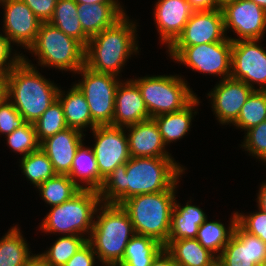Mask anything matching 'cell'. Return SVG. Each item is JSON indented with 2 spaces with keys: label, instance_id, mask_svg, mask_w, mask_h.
<instances>
[{
  "label": "cell",
  "instance_id": "1",
  "mask_svg": "<svg viewBox=\"0 0 266 266\" xmlns=\"http://www.w3.org/2000/svg\"><path fill=\"white\" fill-rule=\"evenodd\" d=\"M184 170L172 157H131L104 179L101 203L120 205L135 195L176 188Z\"/></svg>",
  "mask_w": 266,
  "mask_h": 266
},
{
  "label": "cell",
  "instance_id": "2",
  "mask_svg": "<svg viewBox=\"0 0 266 266\" xmlns=\"http://www.w3.org/2000/svg\"><path fill=\"white\" fill-rule=\"evenodd\" d=\"M22 58L6 73L5 96L26 122L34 123L57 99V84L46 79L37 66Z\"/></svg>",
  "mask_w": 266,
  "mask_h": 266
},
{
  "label": "cell",
  "instance_id": "3",
  "mask_svg": "<svg viewBox=\"0 0 266 266\" xmlns=\"http://www.w3.org/2000/svg\"><path fill=\"white\" fill-rule=\"evenodd\" d=\"M135 23L125 14L113 26L91 37L85 47V65L118 77L129 56L139 53Z\"/></svg>",
  "mask_w": 266,
  "mask_h": 266
},
{
  "label": "cell",
  "instance_id": "4",
  "mask_svg": "<svg viewBox=\"0 0 266 266\" xmlns=\"http://www.w3.org/2000/svg\"><path fill=\"white\" fill-rule=\"evenodd\" d=\"M95 216L87 241L102 266L118 264L123 259L127 244L135 235L129 215L121 205L101 203Z\"/></svg>",
  "mask_w": 266,
  "mask_h": 266
},
{
  "label": "cell",
  "instance_id": "5",
  "mask_svg": "<svg viewBox=\"0 0 266 266\" xmlns=\"http://www.w3.org/2000/svg\"><path fill=\"white\" fill-rule=\"evenodd\" d=\"M176 190L139 194L120 204L128 213L135 234L151 237L163 246L168 243Z\"/></svg>",
  "mask_w": 266,
  "mask_h": 266
},
{
  "label": "cell",
  "instance_id": "6",
  "mask_svg": "<svg viewBox=\"0 0 266 266\" xmlns=\"http://www.w3.org/2000/svg\"><path fill=\"white\" fill-rule=\"evenodd\" d=\"M100 204L98 191L81 189L70 200L51 207L39 225L40 229L45 234L79 235L88 240L93 228L95 213Z\"/></svg>",
  "mask_w": 266,
  "mask_h": 266
},
{
  "label": "cell",
  "instance_id": "7",
  "mask_svg": "<svg viewBox=\"0 0 266 266\" xmlns=\"http://www.w3.org/2000/svg\"><path fill=\"white\" fill-rule=\"evenodd\" d=\"M37 63L77 73L85 65V47L49 22H42L34 44L28 49Z\"/></svg>",
  "mask_w": 266,
  "mask_h": 266
},
{
  "label": "cell",
  "instance_id": "8",
  "mask_svg": "<svg viewBox=\"0 0 266 266\" xmlns=\"http://www.w3.org/2000/svg\"><path fill=\"white\" fill-rule=\"evenodd\" d=\"M132 80L140 89L150 118L180 111L197 97L179 75L144 76Z\"/></svg>",
  "mask_w": 266,
  "mask_h": 266
},
{
  "label": "cell",
  "instance_id": "9",
  "mask_svg": "<svg viewBox=\"0 0 266 266\" xmlns=\"http://www.w3.org/2000/svg\"><path fill=\"white\" fill-rule=\"evenodd\" d=\"M169 56L176 62L202 74L231 76L232 41L203 43L195 46H169Z\"/></svg>",
  "mask_w": 266,
  "mask_h": 266
},
{
  "label": "cell",
  "instance_id": "10",
  "mask_svg": "<svg viewBox=\"0 0 266 266\" xmlns=\"http://www.w3.org/2000/svg\"><path fill=\"white\" fill-rule=\"evenodd\" d=\"M82 81L75 82L88 103L93 123L96 126L112 124L115 92L120 78L107 73L96 72L84 65L78 72Z\"/></svg>",
  "mask_w": 266,
  "mask_h": 266
},
{
  "label": "cell",
  "instance_id": "11",
  "mask_svg": "<svg viewBox=\"0 0 266 266\" xmlns=\"http://www.w3.org/2000/svg\"><path fill=\"white\" fill-rule=\"evenodd\" d=\"M261 39L232 42L231 78L241 80L254 90L266 91V51ZM259 85V89L253 86Z\"/></svg>",
  "mask_w": 266,
  "mask_h": 266
},
{
  "label": "cell",
  "instance_id": "12",
  "mask_svg": "<svg viewBox=\"0 0 266 266\" xmlns=\"http://www.w3.org/2000/svg\"><path fill=\"white\" fill-rule=\"evenodd\" d=\"M124 129L113 124L99 125L92 129L96 143L91 148L96 157L99 175L103 179L131 158Z\"/></svg>",
  "mask_w": 266,
  "mask_h": 266
},
{
  "label": "cell",
  "instance_id": "13",
  "mask_svg": "<svg viewBox=\"0 0 266 266\" xmlns=\"http://www.w3.org/2000/svg\"><path fill=\"white\" fill-rule=\"evenodd\" d=\"M225 33L232 29L236 40L261 39L266 31V11L249 0H236L222 8Z\"/></svg>",
  "mask_w": 266,
  "mask_h": 266
},
{
  "label": "cell",
  "instance_id": "14",
  "mask_svg": "<svg viewBox=\"0 0 266 266\" xmlns=\"http://www.w3.org/2000/svg\"><path fill=\"white\" fill-rule=\"evenodd\" d=\"M0 5L5 10L3 35L8 38L10 44L16 43L17 46L28 50L34 44L42 22L22 0H5L0 2Z\"/></svg>",
  "mask_w": 266,
  "mask_h": 266
},
{
  "label": "cell",
  "instance_id": "15",
  "mask_svg": "<svg viewBox=\"0 0 266 266\" xmlns=\"http://www.w3.org/2000/svg\"><path fill=\"white\" fill-rule=\"evenodd\" d=\"M222 9L194 11L182 33L170 46H195L225 41Z\"/></svg>",
  "mask_w": 266,
  "mask_h": 266
},
{
  "label": "cell",
  "instance_id": "16",
  "mask_svg": "<svg viewBox=\"0 0 266 266\" xmlns=\"http://www.w3.org/2000/svg\"><path fill=\"white\" fill-rule=\"evenodd\" d=\"M266 259V243L236 223L233 234L217 258V266H258Z\"/></svg>",
  "mask_w": 266,
  "mask_h": 266
},
{
  "label": "cell",
  "instance_id": "17",
  "mask_svg": "<svg viewBox=\"0 0 266 266\" xmlns=\"http://www.w3.org/2000/svg\"><path fill=\"white\" fill-rule=\"evenodd\" d=\"M254 91L241 80L231 77L221 79L207 94L211 101L215 116L222 125L233 124L240 113L242 106Z\"/></svg>",
  "mask_w": 266,
  "mask_h": 266
},
{
  "label": "cell",
  "instance_id": "18",
  "mask_svg": "<svg viewBox=\"0 0 266 266\" xmlns=\"http://www.w3.org/2000/svg\"><path fill=\"white\" fill-rule=\"evenodd\" d=\"M154 8L156 23L162 44L167 48L182 33L194 10L186 0H157Z\"/></svg>",
  "mask_w": 266,
  "mask_h": 266
},
{
  "label": "cell",
  "instance_id": "19",
  "mask_svg": "<svg viewBox=\"0 0 266 266\" xmlns=\"http://www.w3.org/2000/svg\"><path fill=\"white\" fill-rule=\"evenodd\" d=\"M113 125L123 128L150 118L138 85L132 80H121L115 92Z\"/></svg>",
  "mask_w": 266,
  "mask_h": 266
},
{
  "label": "cell",
  "instance_id": "20",
  "mask_svg": "<svg viewBox=\"0 0 266 266\" xmlns=\"http://www.w3.org/2000/svg\"><path fill=\"white\" fill-rule=\"evenodd\" d=\"M83 136V132L67 127L40 143V148L46 153L56 174H69L76 150L84 140Z\"/></svg>",
  "mask_w": 266,
  "mask_h": 266
},
{
  "label": "cell",
  "instance_id": "21",
  "mask_svg": "<svg viewBox=\"0 0 266 266\" xmlns=\"http://www.w3.org/2000/svg\"><path fill=\"white\" fill-rule=\"evenodd\" d=\"M129 128V129H128ZM131 157H172L153 118L126 127Z\"/></svg>",
  "mask_w": 266,
  "mask_h": 266
},
{
  "label": "cell",
  "instance_id": "22",
  "mask_svg": "<svg viewBox=\"0 0 266 266\" xmlns=\"http://www.w3.org/2000/svg\"><path fill=\"white\" fill-rule=\"evenodd\" d=\"M77 9L82 30L89 38L113 26L126 14L120 3H77Z\"/></svg>",
  "mask_w": 266,
  "mask_h": 266
},
{
  "label": "cell",
  "instance_id": "23",
  "mask_svg": "<svg viewBox=\"0 0 266 266\" xmlns=\"http://www.w3.org/2000/svg\"><path fill=\"white\" fill-rule=\"evenodd\" d=\"M68 176L80 189L99 191L103 185L104 179L99 175L94 152L83 142L76 150Z\"/></svg>",
  "mask_w": 266,
  "mask_h": 266
},
{
  "label": "cell",
  "instance_id": "24",
  "mask_svg": "<svg viewBox=\"0 0 266 266\" xmlns=\"http://www.w3.org/2000/svg\"><path fill=\"white\" fill-rule=\"evenodd\" d=\"M72 85L73 87L65 92L59 88L57 94L63 106L66 125L81 132L87 127L92 130L96 125L93 123L86 98L74 84Z\"/></svg>",
  "mask_w": 266,
  "mask_h": 266
},
{
  "label": "cell",
  "instance_id": "25",
  "mask_svg": "<svg viewBox=\"0 0 266 266\" xmlns=\"http://www.w3.org/2000/svg\"><path fill=\"white\" fill-rule=\"evenodd\" d=\"M164 248L179 266H217V256L204 248L196 238L168 240Z\"/></svg>",
  "mask_w": 266,
  "mask_h": 266
},
{
  "label": "cell",
  "instance_id": "26",
  "mask_svg": "<svg viewBox=\"0 0 266 266\" xmlns=\"http://www.w3.org/2000/svg\"><path fill=\"white\" fill-rule=\"evenodd\" d=\"M199 103V98L196 97L188 106L180 111L153 117L165 145L183 138L188 133L192 125L191 121L194 119V115L197 114L194 108Z\"/></svg>",
  "mask_w": 266,
  "mask_h": 266
},
{
  "label": "cell",
  "instance_id": "27",
  "mask_svg": "<svg viewBox=\"0 0 266 266\" xmlns=\"http://www.w3.org/2000/svg\"><path fill=\"white\" fill-rule=\"evenodd\" d=\"M206 219L207 215L199 206L191 205L187 202L185 206L181 207L175 200L168 240L196 238L199 226Z\"/></svg>",
  "mask_w": 266,
  "mask_h": 266
},
{
  "label": "cell",
  "instance_id": "28",
  "mask_svg": "<svg viewBox=\"0 0 266 266\" xmlns=\"http://www.w3.org/2000/svg\"><path fill=\"white\" fill-rule=\"evenodd\" d=\"M77 10V2L75 0H57L49 23L66 35L75 38L86 47L90 38L82 30Z\"/></svg>",
  "mask_w": 266,
  "mask_h": 266
},
{
  "label": "cell",
  "instance_id": "29",
  "mask_svg": "<svg viewBox=\"0 0 266 266\" xmlns=\"http://www.w3.org/2000/svg\"><path fill=\"white\" fill-rule=\"evenodd\" d=\"M164 248L157 240L135 234L127 244L120 266H150L156 255Z\"/></svg>",
  "mask_w": 266,
  "mask_h": 266
},
{
  "label": "cell",
  "instance_id": "30",
  "mask_svg": "<svg viewBox=\"0 0 266 266\" xmlns=\"http://www.w3.org/2000/svg\"><path fill=\"white\" fill-rule=\"evenodd\" d=\"M231 218L228 228L220 221H208V219L199 226L196 239L204 248L210 250L217 257L233 234L237 223V213H233Z\"/></svg>",
  "mask_w": 266,
  "mask_h": 266
},
{
  "label": "cell",
  "instance_id": "31",
  "mask_svg": "<svg viewBox=\"0 0 266 266\" xmlns=\"http://www.w3.org/2000/svg\"><path fill=\"white\" fill-rule=\"evenodd\" d=\"M29 245L18 226H13L0 239V266H23L31 257Z\"/></svg>",
  "mask_w": 266,
  "mask_h": 266
},
{
  "label": "cell",
  "instance_id": "32",
  "mask_svg": "<svg viewBox=\"0 0 266 266\" xmlns=\"http://www.w3.org/2000/svg\"><path fill=\"white\" fill-rule=\"evenodd\" d=\"M39 190L42 200L50 207L60 205L70 200L81 189L72 181L68 175L56 174L40 184Z\"/></svg>",
  "mask_w": 266,
  "mask_h": 266
},
{
  "label": "cell",
  "instance_id": "33",
  "mask_svg": "<svg viewBox=\"0 0 266 266\" xmlns=\"http://www.w3.org/2000/svg\"><path fill=\"white\" fill-rule=\"evenodd\" d=\"M20 167L27 180L36 188L56 175L52 163L41 148L21 157Z\"/></svg>",
  "mask_w": 266,
  "mask_h": 266
},
{
  "label": "cell",
  "instance_id": "34",
  "mask_svg": "<svg viewBox=\"0 0 266 266\" xmlns=\"http://www.w3.org/2000/svg\"><path fill=\"white\" fill-rule=\"evenodd\" d=\"M266 120V91L254 90L242 106L234 126L245 132Z\"/></svg>",
  "mask_w": 266,
  "mask_h": 266
},
{
  "label": "cell",
  "instance_id": "35",
  "mask_svg": "<svg viewBox=\"0 0 266 266\" xmlns=\"http://www.w3.org/2000/svg\"><path fill=\"white\" fill-rule=\"evenodd\" d=\"M87 242L84 236L65 235L40 255L49 266H64L66 262Z\"/></svg>",
  "mask_w": 266,
  "mask_h": 266
},
{
  "label": "cell",
  "instance_id": "36",
  "mask_svg": "<svg viewBox=\"0 0 266 266\" xmlns=\"http://www.w3.org/2000/svg\"><path fill=\"white\" fill-rule=\"evenodd\" d=\"M37 139L41 143L46 138L67 128L64 110L61 102L57 98L44 111L40 118L34 123Z\"/></svg>",
  "mask_w": 266,
  "mask_h": 266
},
{
  "label": "cell",
  "instance_id": "37",
  "mask_svg": "<svg viewBox=\"0 0 266 266\" xmlns=\"http://www.w3.org/2000/svg\"><path fill=\"white\" fill-rule=\"evenodd\" d=\"M7 145L12 151L19 153L22 157L40 148L37 139L35 126L33 123L26 122L21 127L6 135Z\"/></svg>",
  "mask_w": 266,
  "mask_h": 266
},
{
  "label": "cell",
  "instance_id": "38",
  "mask_svg": "<svg viewBox=\"0 0 266 266\" xmlns=\"http://www.w3.org/2000/svg\"><path fill=\"white\" fill-rule=\"evenodd\" d=\"M241 147L249 151V155L266 163V120L247 130Z\"/></svg>",
  "mask_w": 266,
  "mask_h": 266
},
{
  "label": "cell",
  "instance_id": "39",
  "mask_svg": "<svg viewBox=\"0 0 266 266\" xmlns=\"http://www.w3.org/2000/svg\"><path fill=\"white\" fill-rule=\"evenodd\" d=\"M26 123L24 117L13 106V103L5 96L0 101V133L10 134L16 128Z\"/></svg>",
  "mask_w": 266,
  "mask_h": 266
},
{
  "label": "cell",
  "instance_id": "40",
  "mask_svg": "<svg viewBox=\"0 0 266 266\" xmlns=\"http://www.w3.org/2000/svg\"><path fill=\"white\" fill-rule=\"evenodd\" d=\"M259 212L249 215L237 213V223L248 233L255 235L266 243V213L258 208Z\"/></svg>",
  "mask_w": 266,
  "mask_h": 266
},
{
  "label": "cell",
  "instance_id": "41",
  "mask_svg": "<svg viewBox=\"0 0 266 266\" xmlns=\"http://www.w3.org/2000/svg\"><path fill=\"white\" fill-rule=\"evenodd\" d=\"M8 38L0 34V71L7 73L21 58L22 53L12 52ZM15 53V54H14ZM13 54V55H12ZM12 55V56H11Z\"/></svg>",
  "mask_w": 266,
  "mask_h": 266
},
{
  "label": "cell",
  "instance_id": "42",
  "mask_svg": "<svg viewBox=\"0 0 266 266\" xmlns=\"http://www.w3.org/2000/svg\"><path fill=\"white\" fill-rule=\"evenodd\" d=\"M28 5L41 22H49L57 0H22Z\"/></svg>",
  "mask_w": 266,
  "mask_h": 266
},
{
  "label": "cell",
  "instance_id": "43",
  "mask_svg": "<svg viewBox=\"0 0 266 266\" xmlns=\"http://www.w3.org/2000/svg\"><path fill=\"white\" fill-rule=\"evenodd\" d=\"M97 255L91 244L87 241L78 251L66 262L64 266H95Z\"/></svg>",
  "mask_w": 266,
  "mask_h": 266
},
{
  "label": "cell",
  "instance_id": "44",
  "mask_svg": "<svg viewBox=\"0 0 266 266\" xmlns=\"http://www.w3.org/2000/svg\"><path fill=\"white\" fill-rule=\"evenodd\" d=\"M150 266H179L172 255L163 248L153 259Z\"/></svg>",
  "mask_w": 266,
  "mask_h": 266
},
{
  "label": "cell",
  "instance_id": "45",
  "mask_svg": "<svg viewBox=\"0 0 266 266\" xmlns=\"http://www.w3.org/2000/svg\"><path fill=\"white\" fill-rule=\"evenodd\" d=\"M194 11L216 10V0H186Z\"/></svg>",
  "mask_w": 266,
  "mask_h": 266
},
{
  "label": "cell",
  "instance_id": "46",
  "mask_svg": "<svg viewBox=\"0 0 266 266\" xmlns=\"http://www.w3.org/2000/svg\"><path fill=\"white\" fill-rule=\"evenodd\" d=\"M258 208L266 213V182L261 184L257 196Z\"/></svg>",
  "mask_w": 266,
  "mask_h": 266
},
{
  "label": "cell",
  "instance_id": "47",
  "mask_svg": "<svg viewBox=\"0 0 266 266\" xmlns=\"http://www.w3.org/2000/svg\"><path fill=\"white\" fill-rule=\"evenodd\" d=\"M23 266H49L40 254H32Z\"/></svg>",
  "mask_w": 266,
  "mask_h": 266
},
{
  "label": "cell",
  "instance_id": "48",
  "mask_svg": "<svg viewBox=\"0 0 266 266\" xmlns=\"http://www.w3.org/2000/svg\"><path fill=\"white\" fill-rule=\"evenodd\" d=\"M6 93V73L0 71V101L5 97Z\"/></svg>",
  "mask_w": 266,
  "mask_h": 266
},
{
  "label": "cell",
  "instance_id": "49",
  "mask_svg": "<svg viewBox=\"0 0 266 266\" xmlns=\"http://www.w3.org/2000/svg\"><path fill=\"white\" fill-rule=\"evenodd\" d=\"M77 3H120L118 0H75Z\"/></svg>",
  "mask_w": 266,
  "mask_h": 266
},
{
  "label": "cell",
  "instance_id": "50",
  "mask_svg": "<svg viewBox=\"0 0 266 266\" xmlns=\"http://www.w3.org/2000/svg\"><path fill=\"white\" fill-rule=\"evenodd\" d=\"M236 0H216V5L219 7V8H223L226 4L228 3H231V2H234Z\"/></svg>",
  "mask_w": 266,
  "mask_h": 266
},
{
  "label": "cell",
  "instance_id": "51",
  "mask_svg": "<svg viewBox=\"0 0 266 266\" xmlns=\"http://www.w3.org/2000/svg\"><path fill=\"white\" fill-rule=\"evenodd\" d=\"M254 3H256L258 6H260L262 9L266 11V0H249Z\"/></svg>",
  "mask_w": 266,
  "mask_h": 266
},
{
  "label": "cell",
  "instance_id": "52",
  "mask_svg": "<svg viewBox=\"0 0 266 266\" xmlns=\"http://www.w3.org/2000/svg\"><path fill=\"white\" fill-rule=\"evenodd\" d=\"M258 266H266V259L261 264H259Z\"/></svg>",
  "mask_w": 266,
  "mask_h": 266
},
{
  "label": "cell",
  "instance_id": "53",
  "mask_svg": "<svg viewBox=\"0 0 266 266\" xmlns=\"http://www.w3.org/2000/svg\"><path fill=\"white\" fill-rule=\"evenodd\" d=\"M104 266H120V265L114 264V265H104Z\"/></svg>",
  "mask_w": 266,
  "mask_h": 266
}]
</instances>
